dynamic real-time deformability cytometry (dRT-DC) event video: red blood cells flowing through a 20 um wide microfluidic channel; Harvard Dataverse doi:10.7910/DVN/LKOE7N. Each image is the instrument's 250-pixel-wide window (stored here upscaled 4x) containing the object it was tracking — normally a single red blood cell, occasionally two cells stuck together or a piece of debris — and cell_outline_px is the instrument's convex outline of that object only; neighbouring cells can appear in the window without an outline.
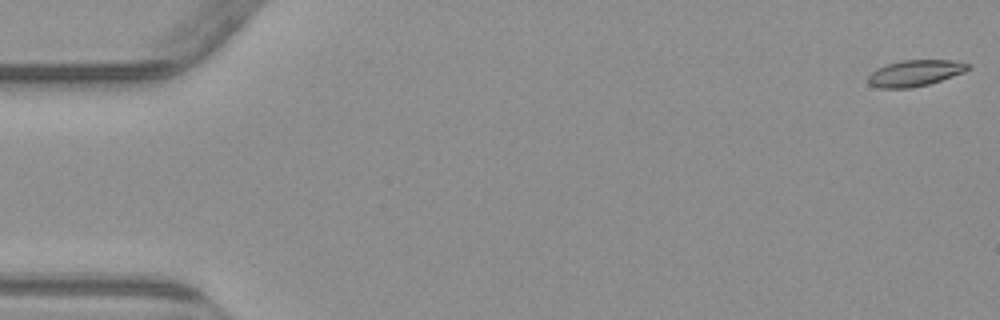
{"species": "common noctule bat (a hibernating species)", "species_latin": "Nyctalus noctula", "temperature_condition": "warm", "stored_images_in_passage": 5, "camera_frame_rate_fps": 3000, "um_per_image_px": 0.085, "animal": {"sex": "male", "body_mass_g": 23.1, "forearm_length_mm": 52.7}, "frame": {"image": 1, "passage_image": 1, "time_ms": 0.0, "image_size_px": [1000, 320], "cell_outline_px": [[972, 68], [964, 72], [928, 84], [912, 88], [880, 88], [868, 84], [868, 76], [876, 68], [888, 64], [904, 60], [952, 60], [972, 64]], "centroid_in_image_um": [77.8, 6.21], "position_along_channel_um": 7.2, "area_um2": 15.26}}
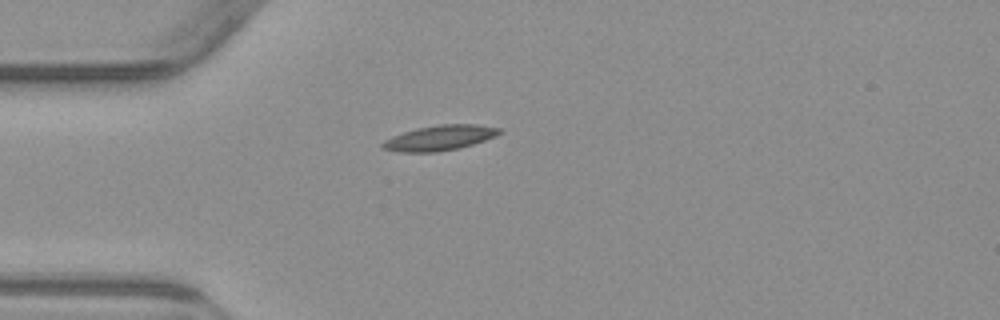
{"frame": {"image": 2, "passage_image": 5, "time_ms": 4.667, "image_size_px": [1000, 320], "cell_outline_px": [[504, 132], [496, 136], [460, 148], [436, 152], [400, 152], [384, 148], [380, 144], [384, 140], [392, 136], [416, 128], [440, 124], [476, 124], [500, 128]], "centroid_in_image_um": [37.39, 11.71], "position_along_channel_um": 47.6, "area_um2": 17.11}}